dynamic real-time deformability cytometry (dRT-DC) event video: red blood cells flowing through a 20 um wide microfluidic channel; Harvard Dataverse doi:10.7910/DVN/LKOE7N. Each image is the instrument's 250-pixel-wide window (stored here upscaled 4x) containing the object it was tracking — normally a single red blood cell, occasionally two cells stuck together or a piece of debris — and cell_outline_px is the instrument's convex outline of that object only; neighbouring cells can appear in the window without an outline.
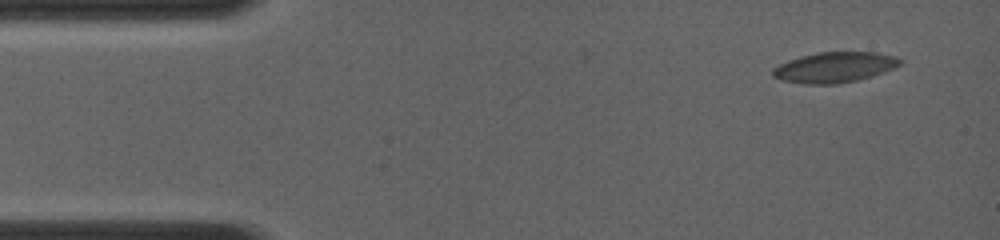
{"species": "common noctule bat (a hibernating species)", "species_latin": "Nyctalus noctula", "temperature_condition": "room temperature", "stored_images_in_passage": 4, "camera_frame_rate_fps": 4000, "um_per_image_px": 0.085, "animal": {"sex": "female", "body_mass_g": 19.0, "forearm_length_mm": 56.7}, "frame": {"image": 1, "passage_image": 1, "time_ms": 0.0, "image_size_px": [1000, 240], "cell_outline_px": [[904, 60], [896, 68], [872, 76], [840, 84], [804, 84], [780, 80], [772, 76], [772, 68], [788, 60], [800, 56], [816, 52], [876, 52], [896, 56]], "centroid_in_image_um": [70.94, 5.72], "position_along_channel_um": 14.1, "area_um2": 22.89}}
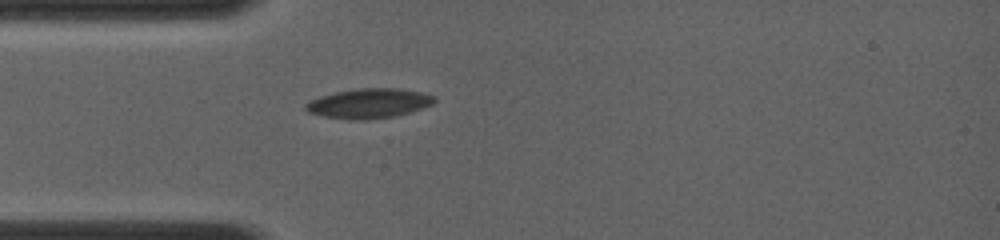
{"frame": {"image": 2, "passage_image": 4, "time_ms": 3.25, "image_size_px": [1000, 240], "cell_outline_px": [[436, 100], [432, 104], [424, 108], [396, 116], [364, 120], [348, 120], [324, 116], [308, 112], [304, 108], [304, 104], [320, 96], [336, 92], [356, 88], [400, 88], [420, 92], [436, 96]], "centroid_in_image_um": [31.37, 8.79], "position_along_channel_um": 53.6, "area_um2": 22.43}}